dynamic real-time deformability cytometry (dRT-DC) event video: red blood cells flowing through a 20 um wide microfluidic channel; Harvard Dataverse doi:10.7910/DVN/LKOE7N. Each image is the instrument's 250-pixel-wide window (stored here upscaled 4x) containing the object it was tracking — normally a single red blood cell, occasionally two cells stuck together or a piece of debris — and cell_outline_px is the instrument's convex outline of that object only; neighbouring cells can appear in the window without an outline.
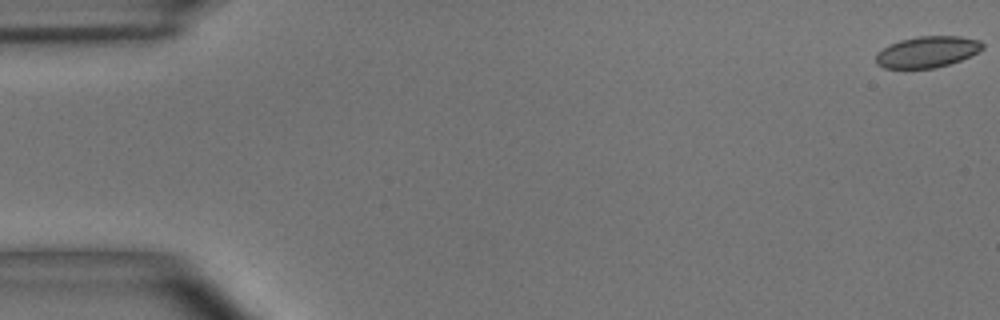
{"species": "common noctule bat (a hibernating species)", "species_latin": "Nyctalus noctula", "temperature_condition": "room temperature", "stored_images_in_passage": 9, "camera_frame_rate_fps": 3000, "um_per_image_px": 0.085, "animal": {"sex": "male", "body_mass_g": 15.6}, "frame": {"image": 1, "passage_image": 1, "time_ms": 0.0, "image_size_px": [1000, 320], "cell_outline_px": [[984, 48], [960, 60], [936, 68], [884, 68], [876, 64], [876, 56], [888, 44], [900, 40], [920, 36], [960, 36], [980, 40], [984, 44]], "centroid_in_image_um": [78.82, 4.4], "position_along_channel_um": 6.2, "area_um2": 19.25}}